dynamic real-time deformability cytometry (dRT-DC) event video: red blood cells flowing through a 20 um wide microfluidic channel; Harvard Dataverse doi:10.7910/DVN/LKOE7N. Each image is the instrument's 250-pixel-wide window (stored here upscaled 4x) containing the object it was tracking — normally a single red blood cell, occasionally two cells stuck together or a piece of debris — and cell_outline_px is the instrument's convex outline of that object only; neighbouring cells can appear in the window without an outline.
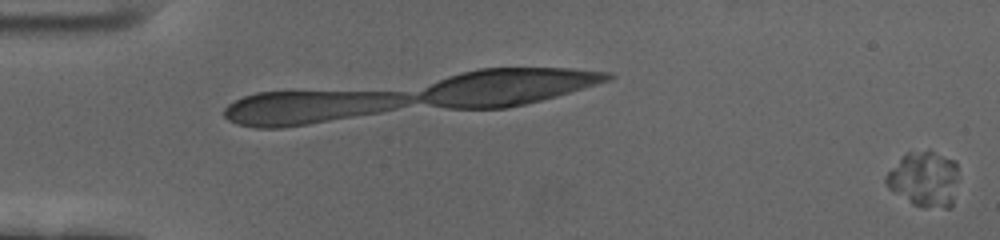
{"species": "human", "species_latin": "Homo sapiens", "temperature_condition": "cold", "stored_images_in_passage": 61, "camera_frame_rate_fps": 3000, "um_per_image_px": 0.085, "donor": {"sex": "female"}, "frame": {"image": 1, "passage_image": 1, "time_ms": 0.0, "image_size_px": [1000, 240], "cell_outline_px": [[956, 180], [952, 208], [924, 208], [912, 204], [888, 188], [884, 180], [884, 176], [908, 152], [932, 152], [956, 160]], "centroid_in_image_um": [78.56, 15.27], "position_along_channel_um": 6.4, "area_um2": 23.0}}
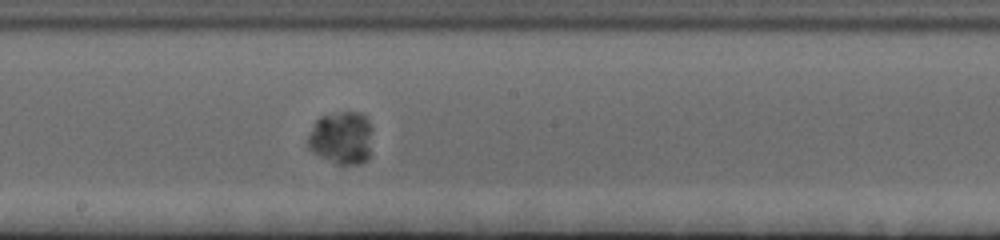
{"frame": {"image": 2, "passage_image": 35, "time_ms": 11.333, "image_size_px": [1000, 240], "cell_outline_px": [[372, 128], [368, 160], [360, 164], [336, 164], [312, 152], [308, 148], [308, 136], [316, 120], [320, 116], [340, 112], [360, 112], [368, 120]], "centroid_in_image_um": [29.03, 11.72], "position_along_channel_um": 219.2, "area_um2": 19.94}}
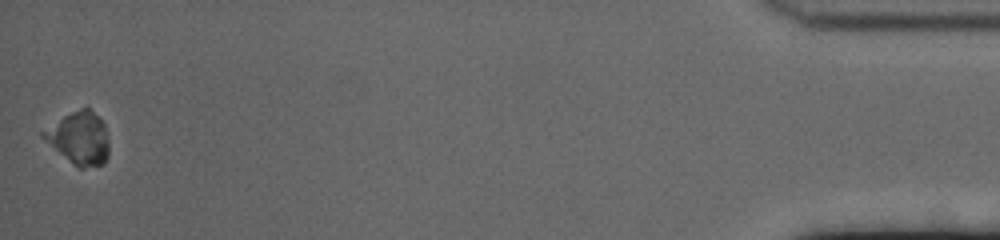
{"frame": {"image": 3, "passage_image": 61, "time_ms": 20.0, "image_size_px": [1000, 240], "cell_outline_px": [[108, 156], [104, 164], [80, 168], [40, 136], [40, 132], [64, 116], [80, 108], [88, 108], [104, 124], [108, 140]], "centroid_in_image_um": [6.75, 11.74], "position_along_channel_um": 428.5, "area_um2": 19.42}}